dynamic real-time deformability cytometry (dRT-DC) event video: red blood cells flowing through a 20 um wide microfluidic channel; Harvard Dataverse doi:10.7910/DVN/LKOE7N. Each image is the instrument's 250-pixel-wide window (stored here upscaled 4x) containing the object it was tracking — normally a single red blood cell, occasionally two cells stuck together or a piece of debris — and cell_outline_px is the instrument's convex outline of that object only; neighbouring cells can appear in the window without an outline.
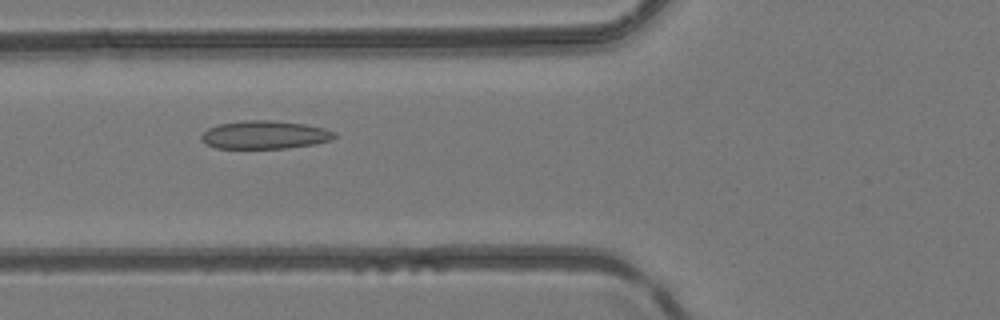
{"species": "common noctule bat (a hibernating species)", "species_latin": "Nyctalus noctula", "temperature_condition": "room temperature", "stored_images_in_passage": 33, "camera_frame_rate_fps": 3000, "um_per_image_px": 0.085, "animal": {"sex": "female", "body_mass_g": 24.6, "forearm_length_mm": 56.2}, "frame": {"image": 1, "passage_image": 10, "time_ms": 3.0, "image_size_px": [1000, 320], "cell_outline_px": [[336, 136], [332, 140], [312, 144], [288, 148], [216, 148], [204, 144], [200, 140], [200, 136], [208, 128], [220, 124], [244, 120], [272, 120], [304, 124], [324, 128], [336, 132]], "centroid_in_image_um": [22.48, 11.46], "position_along_channel_um": 103.3, "area_um2": 21.91}}
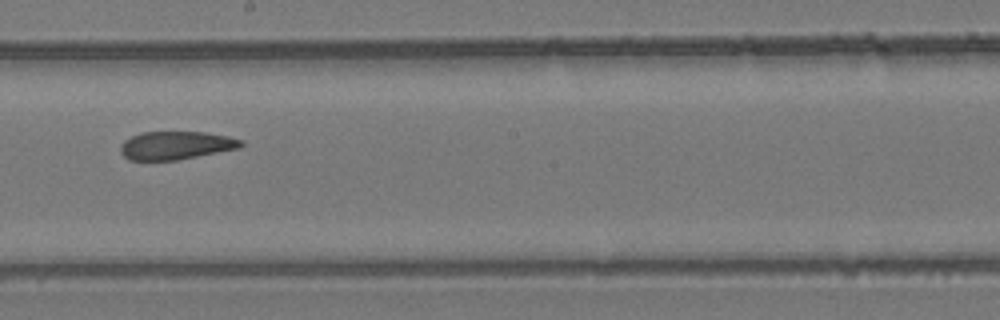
{"frame": {"image": 2, "passage_image": 19, "time_ms": 6.0, "image_size_px": [1000, 320], "cell_outline_px": [[244, 144], [240, 148], [176, 160], [128, 160], [120, 152], [120, 144], [124, 140], [140, 132], [204, 132], [228, 136], [244, 140]], "centroid_in_image_um": [14.95, 12.35], "position_along_channel_um": 233.3, "area_um2": 19.88}}
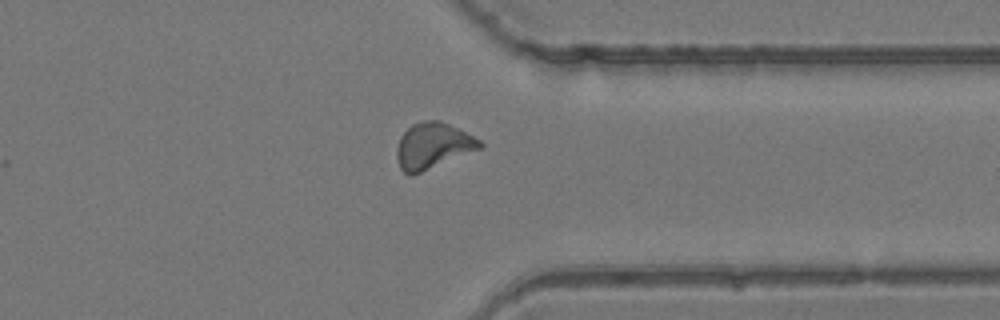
{"frame": {"image": 3, "passage_image": 29, "time_ms": 9.333, "image_size_px": [1000, 320], "cell_outline_px": [[484, 148], [412, 176], [408, 176], [400, 168], [396, 156], [396, 148], [400, 136], [412, 124], [424, 120], [440, 120], [480, 140], [484, 144]], "centroid_in_image_um": [36.79, 12.42], "position_along_channel_um": 374.6, "area_um2": 22.48}}